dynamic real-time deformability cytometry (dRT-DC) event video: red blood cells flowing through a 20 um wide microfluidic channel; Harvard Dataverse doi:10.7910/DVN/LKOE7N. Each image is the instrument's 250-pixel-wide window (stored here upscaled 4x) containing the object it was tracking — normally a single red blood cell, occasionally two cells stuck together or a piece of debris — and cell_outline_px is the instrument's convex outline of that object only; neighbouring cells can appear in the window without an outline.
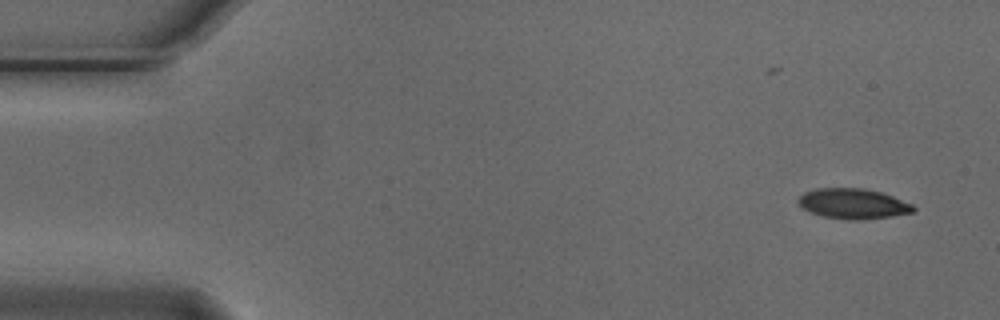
{"species": "Egyptian fruit bat (a non-hibernating species)", "species_latin": "Rousettus aegyptiacus", "temperature_condition": "cold", "stored_images_in_passage": 4, "camera_frame_rate_fps": 3000, "um_per_image_px": 0.085, "animal": {"sex": "male"}, "frame": {"image": 1, "passage_image": 1, "time_ms": 0.0, "image_size_px": [1000, 320], "cell_outline_px": [[916, 208], [912, 212], [892, 216], [856, 220], [848, 220], [824, 216], [812, 212], [804, 208], [796, 200], [804, 192], [816, 188], [864, 188], [880, 192], [892, 196], [912, 204]], "centroid_in_image_um": [72.51, 17.3], "position_along_channel_um": 12.5, "area_um2": 20.06}}